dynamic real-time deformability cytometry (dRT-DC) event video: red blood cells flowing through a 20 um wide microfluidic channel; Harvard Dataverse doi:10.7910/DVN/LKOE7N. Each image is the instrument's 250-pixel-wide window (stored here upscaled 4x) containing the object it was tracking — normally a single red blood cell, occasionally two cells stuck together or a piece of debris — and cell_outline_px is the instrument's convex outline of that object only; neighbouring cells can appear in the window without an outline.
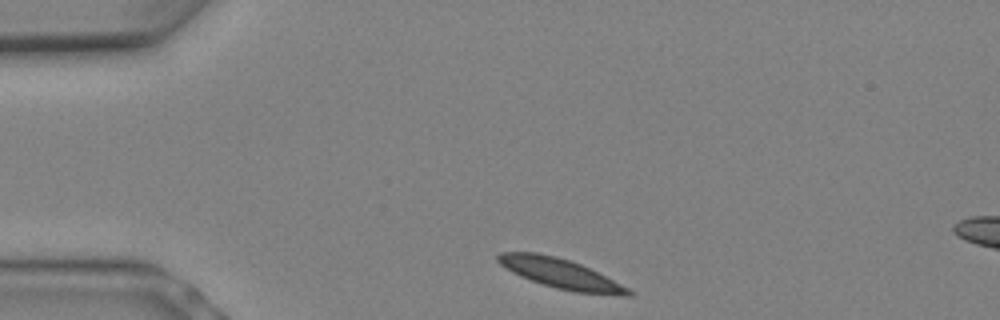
{"species": "Egyptian fruit bat (a non-hibernating species)", "species_latin": "Rousettus aegyptiacus", "temperature_condition": "warm", "stored_images_in_passage": 3, "camera_frame_rate_fps": 3000, "um_per_image_px": 0.085, "animal": {"sex": "female"}, "frame": {"image": 1, "passage_image": 1, "time_ms": 0.0, "image_size_px": [1000, 320], "cell_outline_px": [[636, 292], [632, 296], [624, 296], [576, 292], [556, 288], [520, 276], [504, 268], [496, 260], [496, 256], [500, 252], [536, 252], [556, 256], [580, 264]], "centroid_in_image_um": [47.62, 23.25], "position_along_channel_um": 37.4, "area_um2": 22.37}}